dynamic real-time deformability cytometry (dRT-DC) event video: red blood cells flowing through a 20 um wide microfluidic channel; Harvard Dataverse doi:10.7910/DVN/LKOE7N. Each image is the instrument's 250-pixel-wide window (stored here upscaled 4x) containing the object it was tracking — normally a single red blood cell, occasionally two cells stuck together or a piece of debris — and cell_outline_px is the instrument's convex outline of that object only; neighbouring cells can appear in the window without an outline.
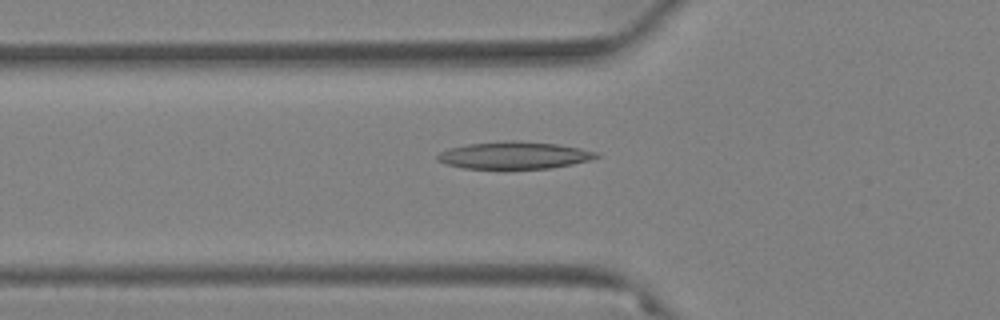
{"species": "Egyptian fruit bat (a non-hibernating species)", "species_latin": "Rousettus aegyptiacus", "temperature_condition": "warm", "stored_images_in_passage": 52, "camera_frame_rate_fps": 3000, "um_per_image_px": 0.085, "animal": {"sex": "female"}, "frame": {"image": 1, "passage_image": 14, "time_ms": 4.333, "image_size_px": [1000, 320], "cell_outline_px": [[600, 156], [588, 160], [572, 164], [552, 168], [464, 168], [444, 164], [436, 160], [436, 156], [440, 152], [448, 148], [468, 144], [512, 140], [516, 140], [556, 144], [580, 148], [596, 152]], "centroid_in_image_um": [43.66, 13.19], "position_along_channel_um": 82.1, "area_um2": 25.03}}
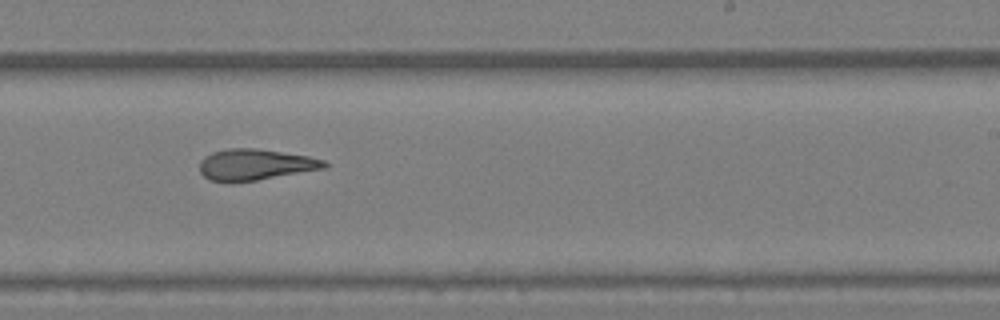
{"frame": {"image": 2, "passage_image": 30, "time_ms": 9.667, "image_size_px": [1000, 320], "cell_outline_px": [[328, 168], [232, 184], [208, 180], [200, 172], [200, 160], [204, 156], [212, 152], [228, 148], [256, 148], [308, 156], [324, 160], [328, 164]], "centroid_in_image_um": [21.66, 14.01], "position_along_channel_um": 267.3, "area_um2": 23.0}}
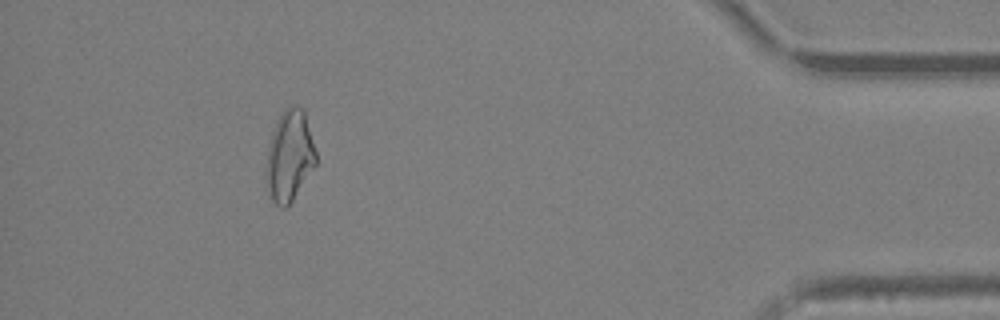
{"frame": {"image": 3, "passage_image": 47, "time_ms": 15.333, "image_size_px": [1000, 320], "cell_outline_px": [[316, 164], [292, 200], [284, 208], [280, 208], [268, 196], [264, 176], [264, 168], [268, 148], [272, 132], [276, 120], [284, 108], [304, 108], [316, 152]], "centroid_in_image_um": [24.56, 13.28], "position_along_channel_um": 410.6, "area_um2": 26.53}, "authors_computed_cell_mechanics": {"area_um2": 24.1315, "velocity_mm_per_s": 3.4728, "shape_relaxation_time_tau1_ms": null, "shape_relaxation_time_tau2_ms": 4.6234, "deformation_change_tau1": null, "deformation_change_tau2": 0.1386}}